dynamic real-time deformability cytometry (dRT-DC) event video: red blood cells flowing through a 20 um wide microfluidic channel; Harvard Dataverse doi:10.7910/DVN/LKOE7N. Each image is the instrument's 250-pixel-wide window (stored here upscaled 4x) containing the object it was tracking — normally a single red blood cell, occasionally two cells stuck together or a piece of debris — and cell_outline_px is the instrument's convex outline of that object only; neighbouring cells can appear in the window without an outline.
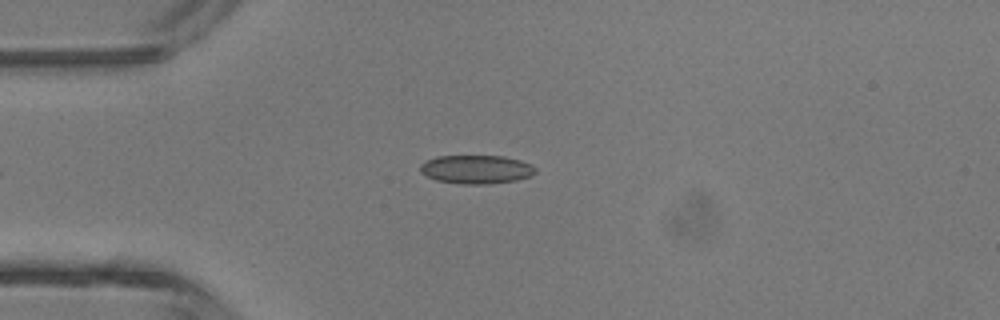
{"species": "common noctule bat (a hibernating species)", "species_latin": "Nyctalus noctula", "temperature_condition": "room temperature", "stored_images_in_passage": 4, "camera_frame_rate_fps": 3000, "um_per_image_px": 0.085, "animal": {"sex": "male", "body_mass_g": 13.3}, "frame": {"image": 1, "passage_image": 4, "time_ms": 1.0, "image_size_px": [1000, 320], "cell_outline_px": [[536, 172], [532, 176], [516, 180], [488, 184], [460, 184], [436, 180], [420, 172], [420, 164], [424, 160], [436, 156], [504, 156], [520, 160], [532, 164], [536, 168]], "centroid_in_image_um": [40.49, 14.39], "position_along_channel_um": 44.5, "area_um2": 19.42}}